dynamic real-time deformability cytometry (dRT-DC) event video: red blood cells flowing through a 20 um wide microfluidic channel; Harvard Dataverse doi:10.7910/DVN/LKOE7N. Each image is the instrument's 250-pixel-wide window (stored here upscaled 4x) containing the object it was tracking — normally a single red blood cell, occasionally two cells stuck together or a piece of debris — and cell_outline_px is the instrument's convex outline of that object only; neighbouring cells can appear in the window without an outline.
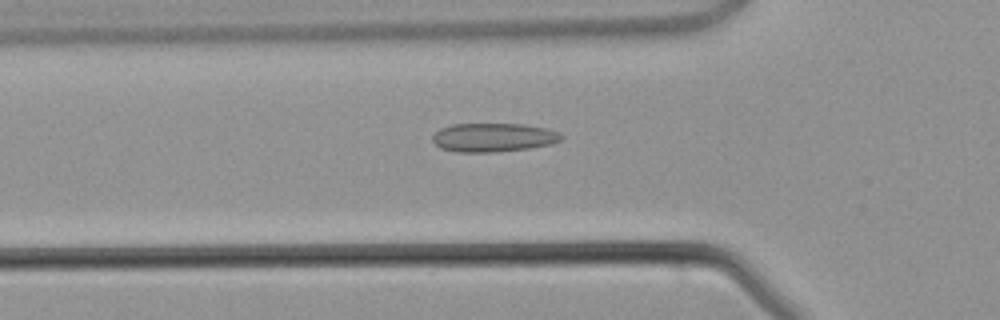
{"species": "common noctule bat (a hibernating species)", "species_latin": "Nyctalus noctula", "temperature_condition": "warm", "stored_images_in_passage": 33, "camera_frame_rate_fps": 3000, "um_per_image_px": 0.085, "animal": {"sex": "male", "body_mass_g": 21.5, "forearm_length_mm": 52.0}, "frame": {"image": 1, "passage_image": 3, "time_ms": 0.667, "image_size_px": [1000, 320], "cell_outline_px": [[564, 136], [560, 140], [552, 144], [528, 148], [496, 152], [460, 152], [440, 148], [432, 140], [432, 136], [440, 128], [452, 124], [524, 124], [548, 128]], "centroid_in_image_um": [41.93, 11.68], "position_along_channel_um": 83.9, "area_um2": 21.56}}
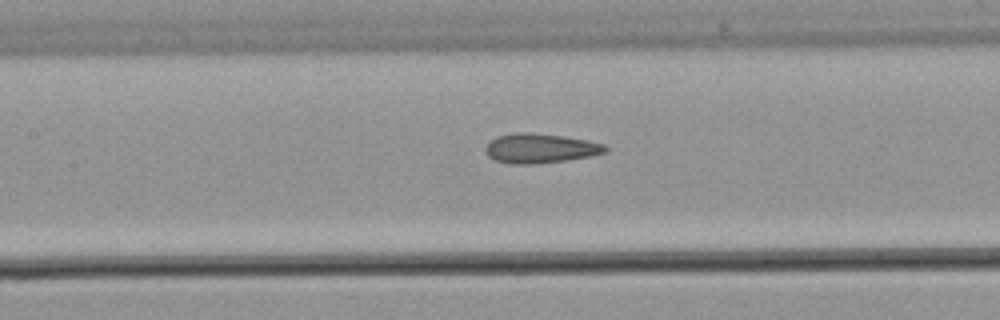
{"frame": {"image": 2, "passage_image": 8, "time_ms": 2.333, "image_size_px": [1000, 320], "cell_outline_px": [[608, 148], [604, 152], [592, 156], [564, 160], [532, 164], [512, 164], [496, 160], [488, 156], [484, 148], [496, 136], [520, 132], [524, 132], [560, 136], [588, 140], [604, 144]], "centroid_in_image_um": [45.91, 12.61], "position_along_channel_um": 161.5, "area_um2": 20.29}}
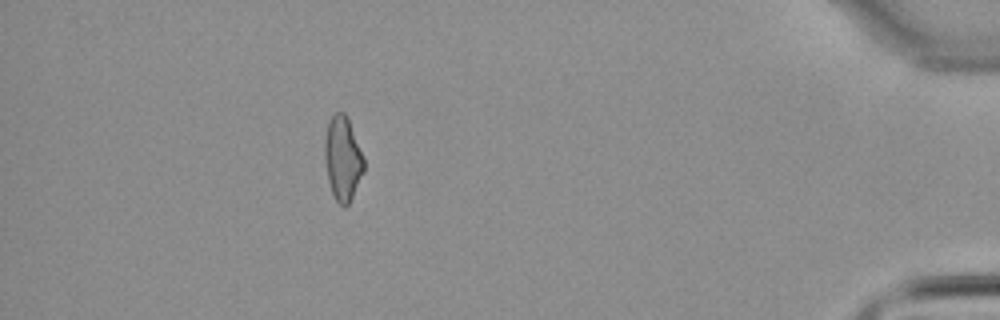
{"frame": {"image": 3, "passage_image": 28, "time_ms": 9.0, "image_size_px": [1000, 320], "cell_outline_px": [[364, 172], [348, 204], [344, 208], [336, 200], [332, 192], [328, 180], [324, 156], [324, 140], [328, 120], [336, 112], [344, 112], [348, 120], [364, 156]], "centroid_in_image_um": [29.12, 13.46], "position_along_channel_um": 406.1, "area_um2": 19.13}}